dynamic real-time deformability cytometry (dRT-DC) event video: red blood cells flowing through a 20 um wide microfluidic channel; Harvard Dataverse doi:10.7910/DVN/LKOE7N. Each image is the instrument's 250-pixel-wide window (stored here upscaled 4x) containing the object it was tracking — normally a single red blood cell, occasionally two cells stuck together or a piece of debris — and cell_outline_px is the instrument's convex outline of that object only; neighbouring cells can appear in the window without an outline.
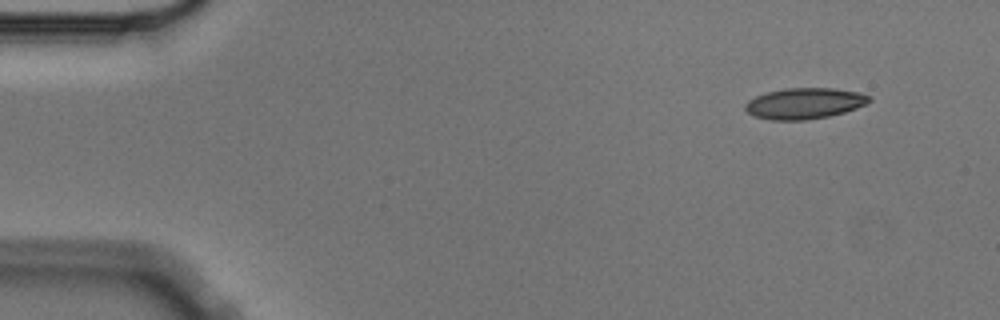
{"species": "Egyptian fruit bat (a non-hibernating species)", "species_latin": "Rousettus aegyptiacus", "temperature_condition": "cold", "stored_images_in_passage": 4, "camera_frame_rate_fps": 3000, "um_per_image_px": 0.085, "animal": {"sex": "male"}, "frame": {"image": 1, "passage_image": 1, "time_ms": 0.0, "image_size_px": [1000, 320], "cell_outline_px": [[872, 100], [856, 108], [844, 112], [828, 116], [808, 120], [772, 120], [756, 116], [748, 112], [744, 108], [744, 104], [748, 100], [756, 96], [768, 92], [784, 88], [836, 88], [860, 92], [872, 96]], "centroid_in_image_um": [68.4, 8.78], "position_along_channel_um": 16.6, "area_um2": 22.43}}
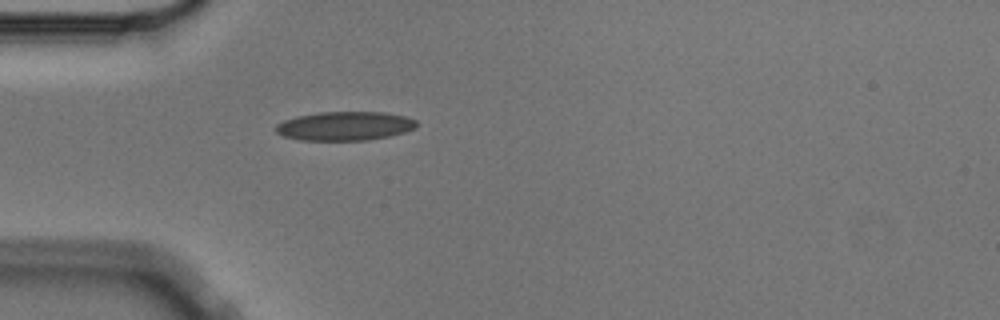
{"frame": {"image": 2, "passage_image": 4, "time_ms": 1.0, "image_size_px": [1000, 320], "cell_outline_px": [[416, 128], [404, 132], [388, 136], [368, 140], [300, 140], [284, 136], [276, 132], [276, 124], [284, 120], [296, 116], [320, 112], [384, 112], [404, 116], [416, 120]], "centroid_in_image_um": [29.3, 10.71], "position_along_channel_um": 55.7, "area_um2": 23.64}}